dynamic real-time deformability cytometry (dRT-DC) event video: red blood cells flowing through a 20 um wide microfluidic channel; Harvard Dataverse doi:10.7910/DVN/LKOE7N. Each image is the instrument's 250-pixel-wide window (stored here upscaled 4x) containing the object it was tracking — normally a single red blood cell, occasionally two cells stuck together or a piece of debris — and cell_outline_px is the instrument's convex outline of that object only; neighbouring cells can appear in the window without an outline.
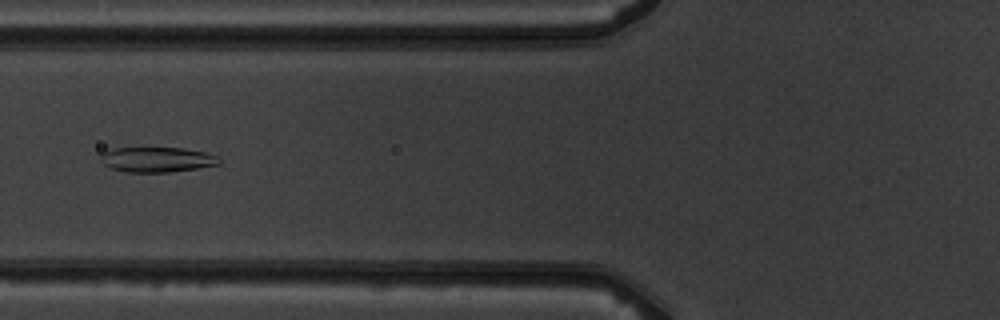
{"species": "common noctule bat (a hibernating species)", "species_latin": "Nyctalus noctula", "temperature_condition": "warm", "stored_images_in_passage": 4, "camera_frame_rate_fps": 3000, "um_per_image_px": 0.085, "animal": {"sex": "male", "body_mass_g": 19.5, "forearm_length_mm": 54.6}, "frame": {"image": 1, "passage_image": 3, "time_ms": 3.0, "image_size_px": [1000, 320], "cell_outline_px": [[220, 164], [196, 168], [168, 172], [128, 172], [112, 168], [104, 164], [100, 156], [104, 152], [116, 148], [184, 148], [204, 152], [216, 156], [220, 160]], "centroid_in_image_um": [13.36, 13.56], "position_along_channel_um": 112.4, "area_um2": 16.99}}